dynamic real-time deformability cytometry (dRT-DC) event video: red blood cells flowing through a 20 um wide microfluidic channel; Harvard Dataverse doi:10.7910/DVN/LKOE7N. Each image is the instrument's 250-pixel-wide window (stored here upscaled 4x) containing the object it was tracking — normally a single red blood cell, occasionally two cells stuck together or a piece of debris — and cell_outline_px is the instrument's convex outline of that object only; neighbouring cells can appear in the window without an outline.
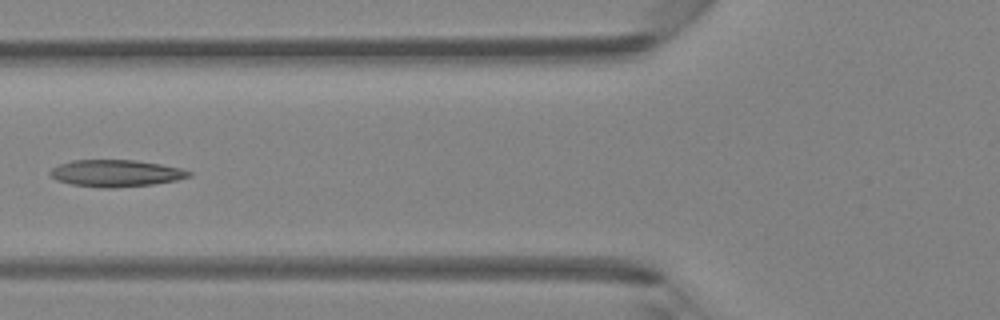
{"species": "Egyptian fruit bat (a non-hibernating species)", "species_latin": "Rousettus aegyptiacus", "temperature_condition": "room temperature", "stored_images_in_passage": 6, "camera_frame_rate_fps": 3000, "um_per_image_px": 0.085, "animal": {"sex": "female"}, "frame": {"image": 1, "passage_image": 5, "time_ms": 5.667, "image_size_px": [1000, 320], "cell_outline_px": [[192, 176], [176, 180], [152, 184], [112, 188], [104, 188], [72, 184], [56, 180], [48, 172], [52, 168], [60, 164], [72, 160], [136, 160], [160, 164], [180, 168], [192, 172]], "centroid_in_image_um": [9.85, 14.72], "position_along_channel_um": 115.9, "area_um2": 21.62}}
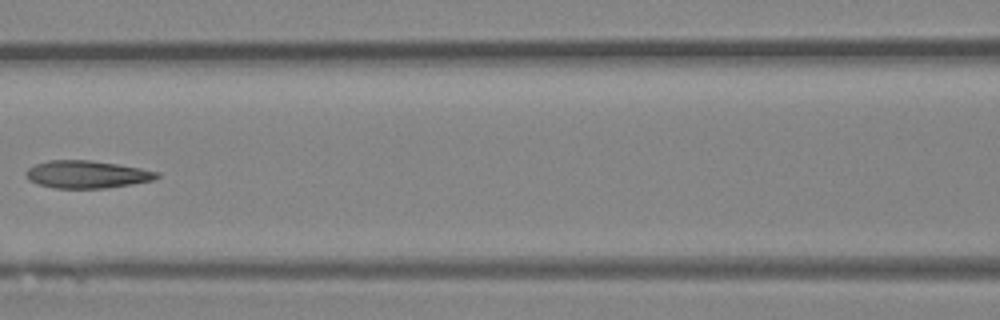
{"frame": {"image": 2, "passage_image": 6, "time_ms": 6.667, "image_size_px": [1000, 320], "cell_outline_px": [[160, 176], [152, 180], [132, 184], [104, 188], [56, 188], [40, 184], [28, 180], [24, 172], [28, 168], [36, 164], [48, 160], [92, 160], [140, 168], [160, 172]], "centroid_in_image_um": [7.37, 14.82], "position_along_channel_um": 159.2, "area_um2": 20.92}}